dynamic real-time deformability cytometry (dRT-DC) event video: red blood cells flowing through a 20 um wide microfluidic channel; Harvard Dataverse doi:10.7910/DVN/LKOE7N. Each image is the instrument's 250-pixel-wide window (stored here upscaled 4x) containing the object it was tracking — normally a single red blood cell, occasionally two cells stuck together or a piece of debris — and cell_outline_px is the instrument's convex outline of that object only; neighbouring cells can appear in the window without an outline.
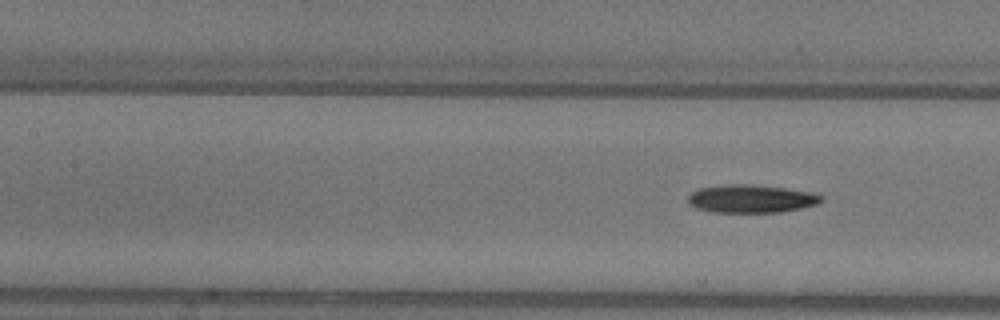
{"species": "common noctule bat (a hibernating species)", "species_latin": "Nyctalus noctula", "temperature_condition": "warm", "stored_images_in_passage": 10, "segment_of_instrument_passage": [2, 2], "camera_frame_rate_fps": 3000, "um_per_image_px": 0.085, "animal": {"sex": "female"}, "frame": {"image": 1, "passage_image": 10, "time_ms": 3.0, "image_size_px": [1000, 320], "cell_outline_px": [[824, 200], [816, 204], [800, 208], [780, 212], [712, 212], [696, 208], [688, 204], [688, 196], [696, 188], [724, 184], [752, 184], [784, 188], [808, 192], [824, 196]], "centroid_in_image_um": [63.79, 16.88], "position_along_channel_um": 143.6, "area_um2": 21.85}}